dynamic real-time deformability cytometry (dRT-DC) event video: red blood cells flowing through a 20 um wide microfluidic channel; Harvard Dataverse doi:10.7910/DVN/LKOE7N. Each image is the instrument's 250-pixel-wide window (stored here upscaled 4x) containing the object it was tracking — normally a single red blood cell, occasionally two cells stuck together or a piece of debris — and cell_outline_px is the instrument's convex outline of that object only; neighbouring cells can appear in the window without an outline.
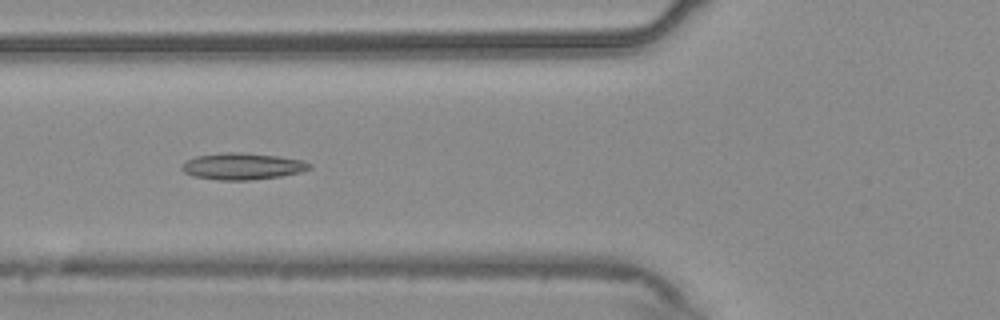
{"species": "common noctule bat (a hibernating species)", "species_latin": "Nyctalus noctula", "temperature_condition": "warm", "stored_images_in_passage": 55, "camera_frame_rate_fps": 3000, "um_per_image_px": 0.085, "animal": {"sex": "male", "body_mass_g": 20.4}, "frame": {"image": 1, "passage_image": 21, "time_ms": 6.667, "image_size_px": [1000, 320], "cell_outline_px": [[312, 168], [300, 172], [280, 176], [252, 180], [216, 180], [192, 176], [184, 172], [180, 168], [188, 160], [196, 156], [224, 152], [244, 152], [280, 156], [304, 160], [312, 164]], "centroid_in_image_um": [20.63, 14.13], "position_along_channel_um": 105.2, "area_um2": 20.0}}
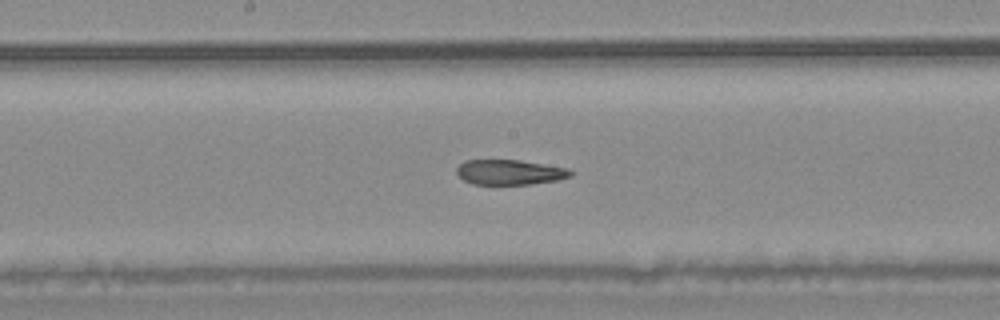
{"frame": {"image": 2, "passage_image": 29, "time_ms": 9.333, "image_size_px": [1000, 320], "cell_outline_px": [[572, 176], [556, 180], [532, 184], [472, 184], [464, 180], [456, 172], [456, 168], [464, 160], [520, 160], [568, 168], [572, 172]], "centroid_in_image_um": [43.32, 14.63], "position_along_channel_um": 204.9, "area_um2": 16.59}}
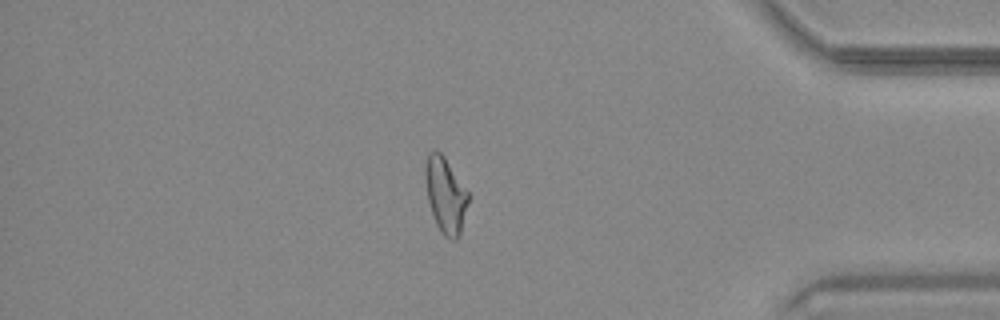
{"frame": {"image": 3, "passage_image": 47, "time_ms": 15.333, "image_size_px": [1000, 320], "cell_outline_px": [[468, 200], [460, 236], [456, 240], [452, 240], [444, 236], [436, 224], [428, 200], [424, 176], [424, 172], [428, 152], [436, 148], [444, 156], [468, 192]], "centroid_in_image_um": [37.85, 16.57], "position_along_channel_um": 397.4, "area_um2": 18.84}, "authors_computed_cell_mechanics": {"area_um2": 19.363, "velocity_mm_per_s": 3.7348, "shape_relaxation_time_tau1_ms": null, "shape_relaxation_time_tau2_ms": 3.3045, "deformation_change_tau1": null, "deformation_change_tau2": 0.1105}}